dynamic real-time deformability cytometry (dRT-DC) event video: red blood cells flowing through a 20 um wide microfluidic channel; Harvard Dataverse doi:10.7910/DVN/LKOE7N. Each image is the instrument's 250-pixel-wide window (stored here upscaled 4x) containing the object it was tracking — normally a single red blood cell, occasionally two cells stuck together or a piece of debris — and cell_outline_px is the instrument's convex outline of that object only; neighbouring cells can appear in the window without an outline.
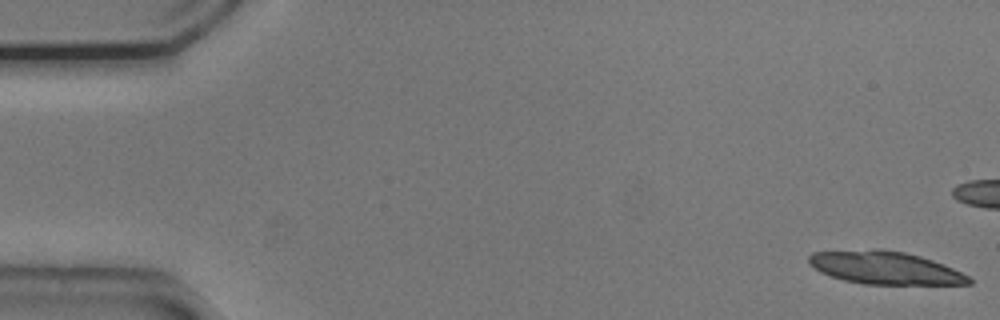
{"species": "common noctule bat (a hibernating species)", "species_latin": "Nyctalus noctula", "temperature_condition": "cold", "stored_images_in_passage": 24, "camera_frame_rate_fps": 3000, "um_per_image_px": 0.085, "animal": {"sex": "male", "body_mass_g": 20.5, "forearm_length_mm": 52.5}, "frame": {"image": 1, "passage_image": 1, "time_ms": 0.0, "image_size_px": [1000, 320], "cell_outline_px": [[972, 284], [864, 284], [844, 280], [820, 272], [808, 264], [808, 256], [812, 252], [872, 248], [884, 248], [904, 252], [920, 256], [944, 264], [968, 276], [972, 280]], "centroid_in_image_um": [75.18, 22.74], "position_along_channel_um": 9.8, "area_um2": 30.81}}